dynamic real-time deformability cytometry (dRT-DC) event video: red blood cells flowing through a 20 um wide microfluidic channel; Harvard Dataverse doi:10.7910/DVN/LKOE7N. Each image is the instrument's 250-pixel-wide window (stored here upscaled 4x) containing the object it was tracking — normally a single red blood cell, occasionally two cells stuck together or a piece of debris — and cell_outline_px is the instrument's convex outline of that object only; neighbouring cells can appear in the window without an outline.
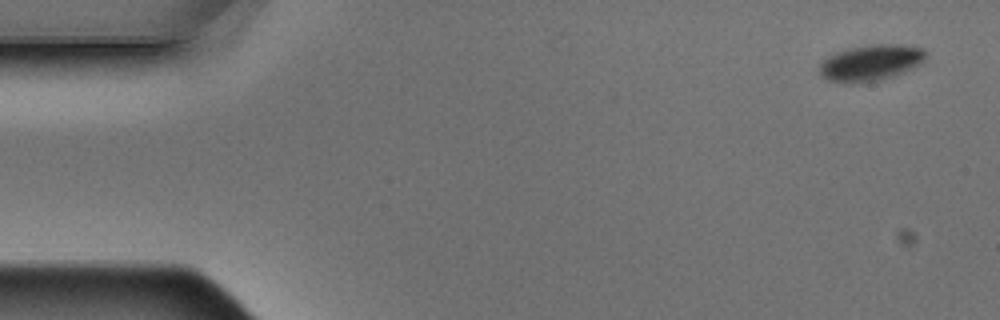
{"species": "Egyptian fruit bat (a non-hibernating species)", "species_latin": "Rousettus aegyptiacus", "temperature_condition": "warm", "stored_images_in_passage": 4, "camera_frame_rate_fps": 3000, "um_per_image_px": 0.085, "animal": {"sex": "male"}, "frame": {"image": 1, "passage_image": 1, "time_ms": 0.0, "image_size_px": [1000, 320], "cell_outline_px": [[928, 52], [924, 60], [920, 64], [896, 76], [880, 80], [852, 84], [848, 84], [828, 80], [820, 76], [820, 64], [828, 56], [836, 52], [868, 44], [900, 44], [924, 48]], "centroid_in_image_um": [74.04, 5.34], "position_along_channel_um": 11.0, "area_um2": 22.66}}
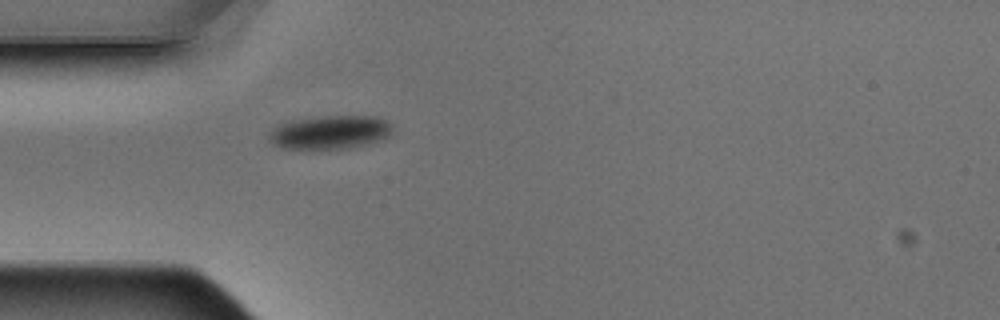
{"frame": {"image": 2, "passage_image": 4, "time_ms": 1.0, "image_size_px": [1000, 320], "cell_outline_px": [[392, 132], [384, 140], [352, 148], [284, 148], [272, 144], [268, 140], [268, 132], [280, 124], [288, 120], [328, 116], [380, 116], [388, 120], [392, 124]], "centroid_in_image_um": [28.1, 11.23], "position_along_channel_um": 56.9, "area_um2": 24.45}}